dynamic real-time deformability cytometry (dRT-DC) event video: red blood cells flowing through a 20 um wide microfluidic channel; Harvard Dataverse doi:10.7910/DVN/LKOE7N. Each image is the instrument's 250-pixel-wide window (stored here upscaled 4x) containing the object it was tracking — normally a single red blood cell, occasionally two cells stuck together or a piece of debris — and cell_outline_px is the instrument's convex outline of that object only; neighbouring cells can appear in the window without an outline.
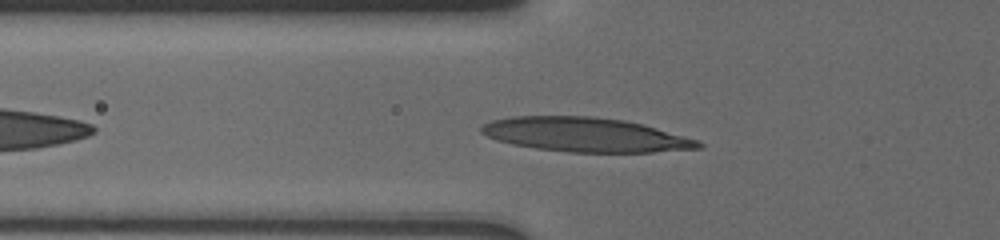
{"species": "human", "species_latin": "Homo sapiens", "temperature_condition": "cold", "stored_images_in_passage": 36, "camera_frame_rate_fps": 3000, "um_per_image_px": 0.085, "donor": {"sex": "male"}, "frame": {"image": 1, "passage_image": 3, "time_ms": 0.333, "image_size_px": [1000, 240], "cell_outline_px": [[704, 144], [700, 148], [652, 152], [568, 152], [536, 148], [512, 144], [496, 140], [480, 132], [480, 128], [484, 124], [492, 120], [512, 116], [592, 116], [624, 120], [644, 124], [696, 140]], "centroid_in_image_um": [49.72, 11.44], "position_along_channel_um": 76.1, "area_um2": 43.12}}
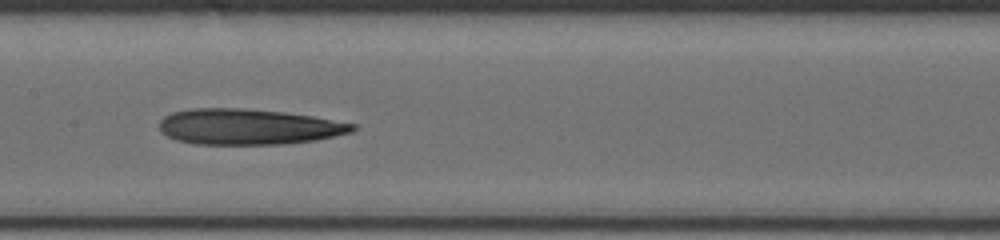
{"frame": {"image": 2, "passage_image": 17, "time_ms": 3.333, "image_size_px": [1000, 240], "cell_outline_px": [[356, 128], [352, 132], [316, 140], [280, 144], [196, 144], [176, 140], [160, 132], [160, 120], [164, 116], [172, 112], [192, 108], [244, 108], [284, 112], [312, 116], [356, 124]], "centroid_in_image_um": [21.09, 10.77], "position_along_channel_um": 186.3, "area_um2": 40.23}}
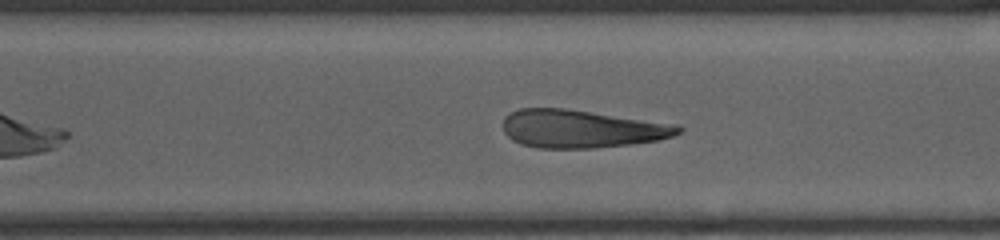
{"frame": {"image": 3, "passage_image": 35, "time_ms": 7.0, "image_size_px": [1000, 240], "cell_outline_px": [[684, 128], [680, 132], [672, 136], [656, 140], [632, 144], [592, 148], [540, 148], [520, 144], [512, 140], [504, 132], [504, 116], [520, 108], [564, 108], [676, 124]], "centroid_in_image_um": [49.4, 10.95], "position_along_channel_um": 321.2, "area_um2": 38.61}}